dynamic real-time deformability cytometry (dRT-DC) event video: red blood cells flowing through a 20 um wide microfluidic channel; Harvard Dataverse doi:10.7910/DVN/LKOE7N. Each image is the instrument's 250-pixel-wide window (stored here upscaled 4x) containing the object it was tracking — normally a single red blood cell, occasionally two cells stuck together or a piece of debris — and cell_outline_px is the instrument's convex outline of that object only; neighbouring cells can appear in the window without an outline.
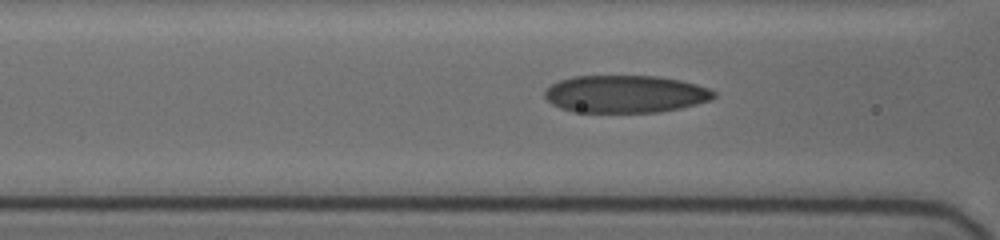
{"species": "human", "species_latin": "Homo sapiens", "temperature_condition": "cold", "stored_images_in_passage": 44, "camera_frame_rate_fps": 3000, "um_per_image_px": 0.085, "donor": {"sex": "female"}, "frame": {"image": 1, "passage_image": 19, "time_ms": 8.333, "image_size_px": [1000, 240], "cell_outline_px": [[716, 96], [708, 100], [696, 104], [680, 108], [660, 112], [572, 112], [560, 108], [552, 104], [544, 96], [544, 92], [552, 84], [560, 80], [572, 76], [656, 76], [680, 80], [696, 84], [708, 88], [716, 92]], "centroid_in_image_um": [53.14, 7.99], "position_along_channel_um": 113.5, "area_um2": 36.93}}
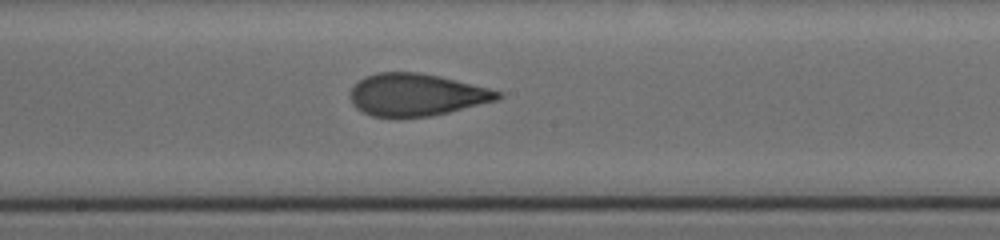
{"frame": {"image": 2, "passage_image": 25, "time_ms": 11.0, "image_size_px": [1000, 240], "cell_outline_px": [[504, 96], [500, 100], [432, 116], [396, 120], [372, 116], [356, 108], [352, 104], [348, 96], [352, 88], [360, 80], [376, 72], [420, 72], [440, 76], [504, 92]], "centroid_in_image_um": [35.4, 8.09], "position_along_channel_um": 212.8, "area_um2": 37.22}}
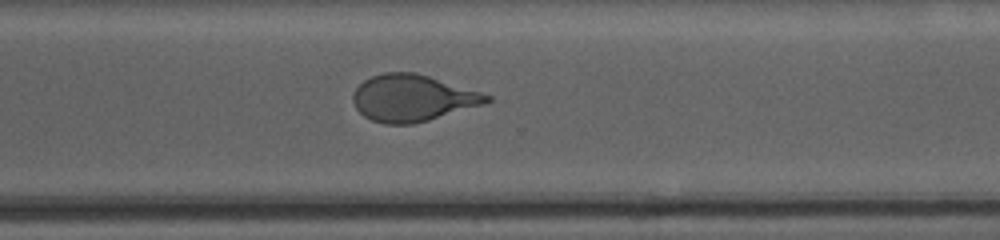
{"frame": {"image": 3, "passage_image": 36, "time_ms": 14.333, "image_size_px": [1000, 240], "cell_outline_px": [[492, 100], [484, 104], [428, 120], [412, 124], [384, 124], [372, 120], [364, 116], [356, 108], [352, 100], [352, 96], [356, 88], [364, 80], [372, 76], [384, 72], [416, 72], [480, 92], [492, 96]], "centroid_in_image_um": [35.04, 8.33], "position_along_channel_um": 335.6, "area_um2": 36.13}}